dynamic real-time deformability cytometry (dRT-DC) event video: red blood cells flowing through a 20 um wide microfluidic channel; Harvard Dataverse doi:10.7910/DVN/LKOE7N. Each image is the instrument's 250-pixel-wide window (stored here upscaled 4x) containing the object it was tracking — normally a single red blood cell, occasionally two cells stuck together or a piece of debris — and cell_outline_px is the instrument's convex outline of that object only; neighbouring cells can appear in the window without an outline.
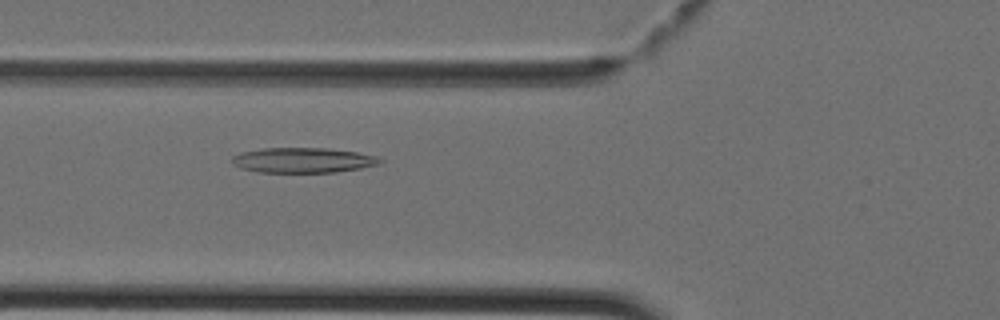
{"species": "Egyptian fruit bat (a non-hibernating species)", "species_latin": "Rousettus aegyptiacus", "temperature_condition": "cold", "stored_images_in_passage": 44, "camera_frame_rate_fps": 3000, "um_per_image_px": 0.085, "animal": {"sex": "female"}, "frame": {"image": 1, "passage_image": 16, "time_ms": 5.0, "image_size_px": [1000, 320], "cell_outline_px": [[384, 160], [380, 164], [360, 168], [336, 172], [256, 172], [240, 168], [232, 164], [232, 156], [240, 152], [264, 148], [328, 148], [356, 152], [376, 156]], "centroid_in_image_um": [25.73, 13.62], "position_along_channel_um": 100.1, "area_um2": 21.73}}
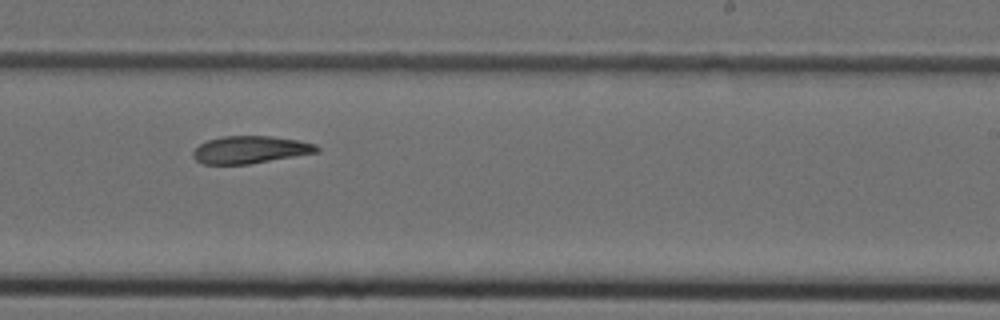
{"frame": {"image": 2, "passage_image": 27, "time_ms": 8.667, "image_size_px": [1000, 320], "cell_outline_px": [[320, 148], [316, 152], [248, 164], [204, 164], [196, 160], [192, 156], [192, 152], [200, 144], [208, 140], [224, 136], [268, 136], [296, 140], [316, 144]], "centroid_in_image_um": [21.22, 12.72], "position_along_channel_um": 267.8, "area_um2": 19.42}}
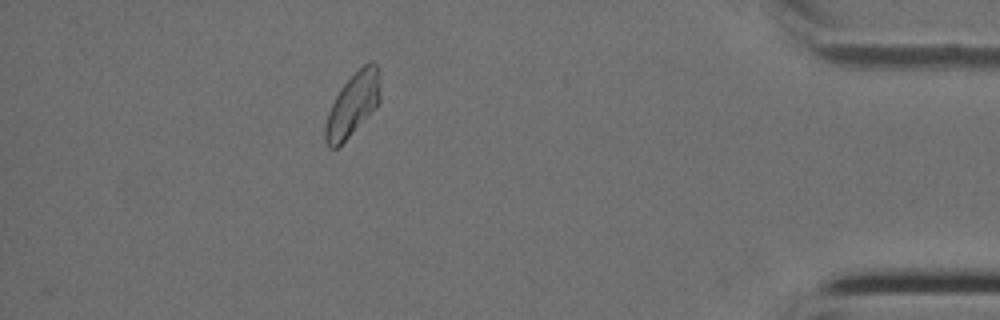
{"frame": {"image": 3, "passage_image": 39, "time_ms": 12.667, "image_size_px": [1000, 320], "cell_outline_px": [[380, 104], [336, 148], [328, 148], [324, 140], [324, 128], [328, 112], [340, 88], [368, 60], [376, 64], [380, 80]], "centroid_in_image_um": [29.99, 8.89], "position_along_channel_um": 405.2, "area_um2": 20.0}}